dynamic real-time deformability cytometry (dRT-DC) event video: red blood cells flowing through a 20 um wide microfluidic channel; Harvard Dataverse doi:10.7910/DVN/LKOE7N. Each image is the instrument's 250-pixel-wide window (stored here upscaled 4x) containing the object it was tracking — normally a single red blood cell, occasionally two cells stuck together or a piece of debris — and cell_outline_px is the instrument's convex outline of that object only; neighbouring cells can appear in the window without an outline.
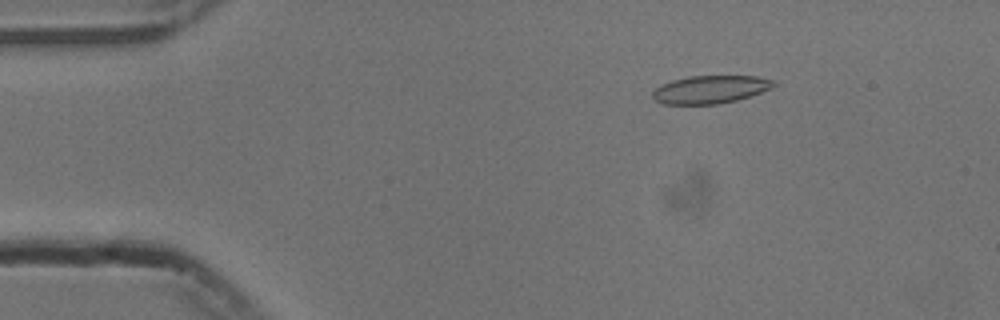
{"species": "common noctule bat (a hibernating species)", "species_latin": "Nyctalus noctula", "temperature_condition": "cold", "stored_images_in_passage": 26, "camera_frame_rate_fps": 3000, "um_per_image_px": 0.085, "animal": {"sex": "male", "body_mass_g": 13.3}, "frame": {"image": 1, "passage_image": 8, "time_ms": 2.333, "image_size_px": [1000, 320], "cell_outline_px": [[776, 84], [772, 88], [736, 100], [716, 104], [664, 104], [656, 100], [652, 96], [652, 92], [660, 84], [672, 80], [688, 76], [756, 76], [776, 80]], "centroid_in_image_um": [60.37, 7.59], "position_along_channel_um": 24.6, "area_um2": 19.65}}
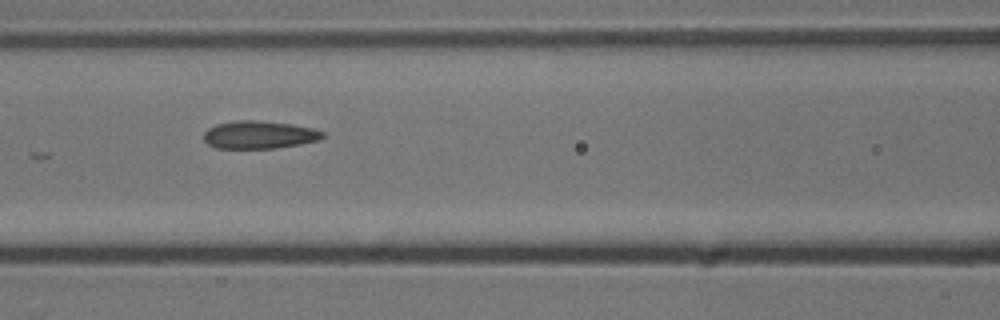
{"frame": {"image": 2, "passage_image": 23, "time_ms": 7.333, "image_size_px": [1000, 320], "cell_outline_px": [[328, 136], [320, 140], [300, 144], [276, 148], [216, 148], [208, 144], [204, 140], [204, 132], [208, 128], [216, 124], [236, 120], [256, 120], [292, 124], [312, 128], [324, 132]], "centroid_in_image_um": [22.06, 11.45], "position_along_channel_um": 144.5, "area_um2": 19.42}}
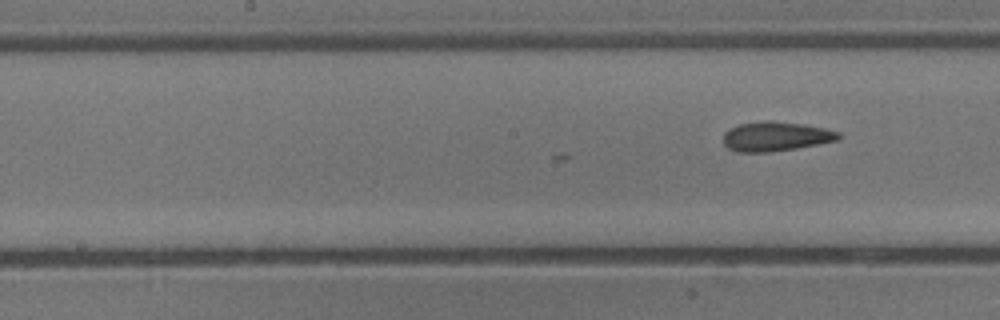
{"frame": {"image": 3, "passage_image": 26, "time_ms": 8.333, "image_size_px": [1000, 320], "cell_outline_px": [[840, 136], [836, 140], [796, 148], [772, 152], [736, 152], [728, 148], [724, 144], [724, 132], [740, 124], [764, 120], [772, 120], [804, 124], [824, 128], [840, 132]], "centroid_in_image_um": [65.92, 11.59], "position_along_channel_um": 182.3, "area_um2": 19.71}}